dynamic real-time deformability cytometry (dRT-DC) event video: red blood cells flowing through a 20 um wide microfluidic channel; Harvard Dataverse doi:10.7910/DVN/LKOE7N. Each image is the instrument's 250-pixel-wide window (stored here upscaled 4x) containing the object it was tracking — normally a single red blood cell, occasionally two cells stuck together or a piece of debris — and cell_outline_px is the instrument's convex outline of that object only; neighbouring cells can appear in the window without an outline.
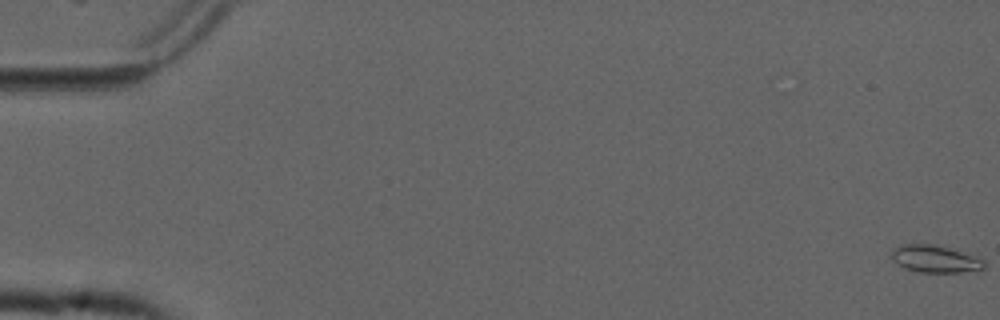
{"species": "common noctule bat (a hibernating species)", "species_latin": "Nyctalus noctula", "temperature_condition": "cold", "stored_images_in_passage": 7, "camera_frame_rate_fps": 3000, "um_per_image_px": 0.085, "animal": {"sex": "male", "forearm_length_mm": 52.5}, "frame": {"image": 1, "passage_image": 1, "time_ms": 0.0, "image_size_px": [1000, 320], "cell_outline_px": [[984, 268], [960, 272], [920, 272], [904, 268], [892, 260], [892, 252], [900, 244], [932, 244], [948, 248], [984, 260]], "centroid_in_image_um": [79.42, 22.01], "position_along_channel_um": 5.6, "area_um2": 14.28}}
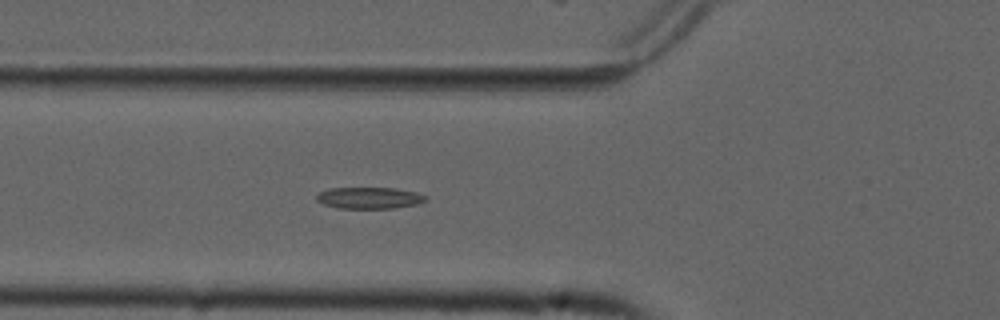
{"frame": {"image": 2, "passage_image": 7, "time_ms": 2.0, "image_size_px": [1000, 320], "cell_outline_px": [[428, 200], [416, 204], [396, 208], [336, 208], [324, 204], [316, 200], [316, 196], [320, 192], [328, 188], [396, 188], [416, 192], [428, 196]], "centroid_in_image_um": [31.41, 16.82], "position_along_channel_um": 94.4, "area_um2": 13.76}}